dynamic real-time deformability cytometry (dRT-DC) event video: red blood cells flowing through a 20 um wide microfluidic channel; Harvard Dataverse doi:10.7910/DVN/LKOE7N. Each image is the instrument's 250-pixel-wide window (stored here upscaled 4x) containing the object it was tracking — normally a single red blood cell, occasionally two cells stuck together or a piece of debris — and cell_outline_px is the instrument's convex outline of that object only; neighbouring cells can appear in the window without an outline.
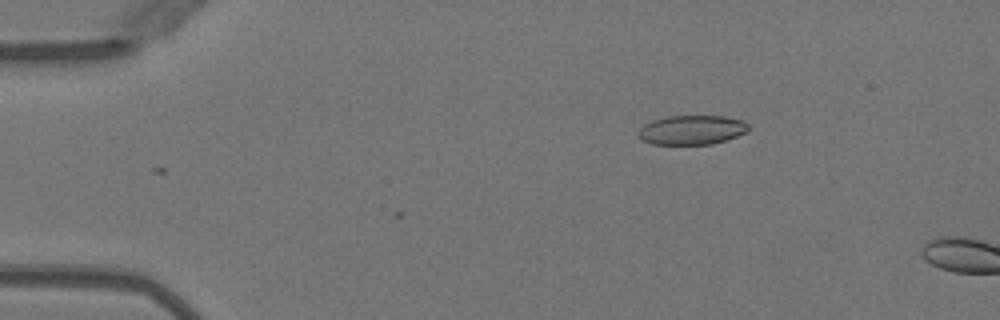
{"species": "Egyptian fruit bat (a non-hibernating species)", "species_latin": "Rousettus aegyptiacus", "temperature_condition": "warm", "stored_images_in_passage": 4, "camera_frame_rate_fps": 3000, "um_per_image_px": 0.085, "animal": {"sex": "female"}, "frame": {"image": 1, "passage_image": 4, "time_ms": 1.0, "image_size_px": [1000, 320], "cell_outline_px": [[748, 132], [728, 140], [712, 144], [652, 144], [640, 140], [636, 132], [644, 124], [652, 120], [668, 116], [724, 116], [744, 120], [748, 124]], "centroid_in_image_um": [58.8, 11.05], "position_along_channel_um": 26.2, "area_um2": 19.13}}